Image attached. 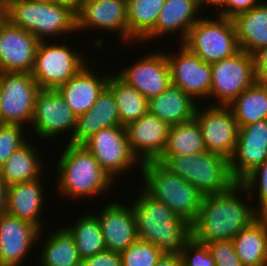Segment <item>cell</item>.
<instances>
[{"label": "cell", "mask_w": 267, "mask_h": 266, "mask_svg": "<svg viewBox=\"0 0 267 266\" xmlns=\"http://www.w3.org/2000/svg\"><path fill=\"white\" fill-rule=\"evenodd\" d=\"M197 102L181 88L170 84L162 93L148 100V111L169 126L195 117Z\"/></svg>", "instance_id": "484cf974"}, {"label": "cell", "mask_w": 267, "mask_h": 266, "mask_svg": "<svg viewBox=\"0 0 267 266\" xmlns=\"http://www.w3.org/2000/svg\"><path fill=\"white\" fill-rule=\"evenodd\" d=\"M227 106L238 127L267 119V83L255 82Z\"/></svg>", "instance_id": "4dcf8cb0"}, {"label": "cell", "mask_w": 267, "mask_h": 266, "mask_svg": "<svg viewBox=\"0 0 267 266\" xmlns=\"http://www.w3.org/2000/svg\"><path fill=\"white\" fill-rule=\"evenodd\" d=\"M262 0H226V3L217 10V16L233 19L240 13L249 11L259 5Z\"/></svg>", "instance_id": "60d3db41"}, {"label": "cell", "mask_w": 267, "mask_h": 266, "mask_svg": "<svg viewBox=\"0 0 267 266\" xmlns=\"http://www.w3.org/2000/svg\"><path fill=\"white\" fill-rule=\"evenodd\" d=\"M180 46L178 53L169 54L167 51L166 54L172 84L181 88L195 101L209 99L212 85L211 64L204 62L182 43Z\"/></svg>", "instance_id": "9a60e30c"}, {"label": "cell", "mask_w": 267, "mask_h": 266, "mask_svg": "<svg viewBox=\"0 0 267 266\" xmlns=\"http://www.w3.org/2000/svg\"><path fill=\"white\" fill-rule=\"evenodd\" d=\"M143 56L129 67L115 72L149 100L162 93L172 83L171 73L165 51L155 50Z\"/></svg>", "instance_id": "2e32d148"}, {"label": "cell", "mask_w": 267, "mask_h": 266, "mask_svg": "<svg viewBox=\"0 0 267 266\" xmlns=\"http://www.w3.org/2000/svg\"><path fill=\"white\" fill-rule=\"evenodd\" d=\"M256 82L267 83V46L257 50L254 54Z\"/></svg>", "instance_id": "7bdbcfd3"}, {"label": "cell", "mask_w": 267, "mask_h": 266, "mask_svg": "<svg viewBox=\"0 0 267 266\" xmlns=\"http://www.w3.org/2000/svg\"><path fill=\"white\" fill-rule=\"evenodd\" d=\"M19 0H0V8L7 11L12 5L16 4Z\"/></svg>", "instance_id": "7dc6e473"}, {"label": "cell", "mask_w": 267, "mask_h": 266, "mask_svg": "<svg viewBox=\"0 0 267 266\" xmlns=\"http://www.w3.org/2000/svg\"><path fill=\"white\" fill-rule=\"evenodd\" d=\"M165 0H127L129 42L142 40L155 28Z\"/></svg>", "instance_id": "d6a6232c"}, {"label": "cell", "mask_w": 267, "mask_h": 266, "mask_svg": "<svg viewBox=\"0 0 267 266\" xmlns=\"http://www.w3.org/2000/svg\"><path fill=\"white\" fill-rule=\"evenodd\" d=\"M39 252L40 266H81L82 258L78 253L73 234L67 227H59L46 236Z\"/></svg>", "instance_id": "f546056e"}, {"label": "cell", "mask_w": 267, "mask_h": 266, "mask_svg": "<svg viewBox=\"0 0 267 266\" xmlns=\"http://www.w3.org/2000/svg\"><path fill=\"white\" fill-rule=\"evenodd\" d=\"M182 266H216L213 256L210 254L206 243L192 238L180 255Z\"/></svg>", "instance_id": "f35d334b"}, {"label": "cell", "mask_w": 267, "mask_h": 266, "mask_svg": "<svg viewBox=\"0 0 267 266\" xmlns=\"http://www.w3.org/2000/svg\"><path fill=\"white\" fill-rule=\"evenodd\" d=\"M182 44L210 64L230 58L240 51L233 20L217 15L215 18L201 16Z\"/></svg>", "instance_id": "52a82bcc"}, {"label": "cell", "mask_w": 267, "mask_h": 266, "mask_svg": "<svg viewBox=\"0 0 267 266\" xmlns=\"http://www.w3.org/2000/svg\"><path fill=\"white\" fill-rule=\"evenodd\" d=\"M206 244L216 266H244L236 255L232 240L212 241Z\"/></svg>", "instance_id": "ab89813d"}, {"label": "cell", "mask_w": 267, "mask_h": 266, "mask_svg": "<svg viewBox=\"0 0 267 266\" xmlns=\"http://www.w3.org/2000/svg\"><path fill=\"white\" fill-rule=\"evenodd\" d=\"M86 212L78 217V220L68 225L67 228L73 234L79 255L82 259L106 251V245L100 222L95 213Z\"/></svg>", "instance_id": "e575fe53"}, {"label": "cell", "mask_w": 267, "mask_h": 266, "mask_svg": "<svg viewBox=\"0 0 267 266\" xmlns=\"http://www.w3.org/2000/svg\"><path fill=\"white\" fill-rule=\"evenodd\" d=\"M155 266H182L180 255L163 254Z\"/></svg>", "instance_id": "ee69618b"}, {"label": "cell", "mask_w": 267, "mask_h": 266, "mask_svg": "<svg viewBox=\"0 0 267 266\" xmlns=\"http://www.w3.org/2000/svg\"><path fill=\"white\" fill-rule=\"evenodd\" d=\"M202 152H206V148L195 118L170 126L167 143L161 156H184Z\"/></svg>", "instance_id": "836d02e7"}, {"label": "cell", "mask_w": 267, "mask_h": 266, "mask_svg": "<svg viewBox=\"0 0 267 266\" xmlns=\"http://www.w3.org/2000/svg\"><path fill=\"white\" fill-rule=\"evenodd\" d=\"M90 28L119 32L120 41L129 45L127 0H83L76 9V31Z\"/></svg>", "instance_id": "5bb4252c"}, {"label": "cell", "mask_w": 267, "mask_h": 266, "mask_svg": "<svg viewBox=\"0 0 267 266\" xmlns=\"http://www.w3.org/2000/svg\"><path fill=\"white\" fill-rule=\"evenodd\" d=\"M6 20V11L0 8V26Z\"/></svg>", "instance_id": "681fc988"}, {"label": "cell", "mask_w": 267, "mask_h": 266, "mask_svg": "<svg viewBox=\"0 0 267 266\" xmlns=\"http://www.w3.org/2000/svg\"><path fill=\"white\" fill-rule=\"evenodd\" d=\"M41 178L16 183L8 186L6 212L19 219L28 221L36 225L41 231L44 226L42 223L40 212H43L44 202V183Z\"/></svg>", "instance_id": "d4e9b609"}, {"label": "cell", "mask_w": 267, "mask_h": 266, "mask_svg": "<svg viewBox=\"0 0 267 266\" xmlns=\"http://www.w3.org/2000/svg\"><path fill=\"white\" fill-rule=\"evenodd\" d=\"M13 25L32 33L39 41L66 37L76 31V9L62 2L19 0L6 11ZM66 34V36H65ZM49 37V38H48Z\"/></svg>", "instance_id": "277c9868"}, {"label": "cell", "mask_w": 267, "mask_h": 266, "mask_svg": "<svg viewBox=\"0 0 267 266\" xmlns=\"http://www.w3.org/2000/svg\"><path fill=\"white\" fill-rule=\"evenodd\" d=\"M56 164L57 189L63 199H85L107 195L114 180L101 168L83 144H66ZM114 182V183H113Z\"/></svg>", "instance_id": "3957f363"}, {"label": "cell", "mask_w": 267, "mask_h": 266, "mask_svg": "<svg viewBox=\"0 0 267 266\" xmlns=\"http://www.w3.org/2000/svg\"><path fill=\"white\" fill-rule=\"evenodd\" d=\"M36 225L9 215L0 217V266H22L44 233ZM40 239V240H39ZM29 252V253H28Z\"/></svg>", "instance_id": "e0dca14e"}, {"label": "cell", "mask_w": 267, "mask_h": 266, "mask_svg": "<svg viewBox=\"0 0 267 266\" xmlns=\"http://www.w3.org/2000/svg\"><path fill=\"white\" fill-rule=\"evenodd\" d=\"M123 202H108L96 212L106 249L114 252L126 250L138 239L136 219L132 206Z\"/></svg>", "instance_id": "44dd1931"}, {"label": "cell", "mask_w": 267, "mask_h": 266, "mask_svg": "<svg viewBox=\"0 0 267 266\" xmlns=\"http://www.w3.org/2000/svg\"><path fill=\"white\" fill-rule=\"evenodd\" d=\"M128 141L134 156L142 163L158 161L165 149L170 126L149 111L126 126Z\"/></svg>", "instance_id": "ffe728a7"}, {"label": "cell", "mask_w": 267, "mask_h": 266, "mask_svg": "<svg viewBox=\"0 0 267 266\" xmlns=\"http://www.w3.org/2000/svg\"><path fill=\"white\" fill-rule=\"evenodd\" d=\"M39 40L7 19L0 26V72L31 73Z\"/></svg>", "instance_id": "d6986e66"}, {"label": "cell", "mask_w": 267, "mask_h": 266, "mask_svg": "<svg viewBox=\"0 0 267 266\" xmlns=\"http://www.w3.org/2000/svg\"><path fill=\"white\" fill-rule=\"evenodd\" d=\"M3 124L2 117H1V110H0V125Z\"/></svg>", "instance_id": "816d5d0a"}, {"label": "cell", "mask_w": 267, "mask_h": 266, "mask_svg": "<svg viewBox=\"0 0 267 266\" xmlns=\"http://www.w3.org/2000/svg\"><path fill=\"white\" fill-rule=\"evenodd\" d=\"M31 142L32 140L27 141L15 150L0 167V176L8 186L43 178L42 166L45 163L41 157L42 152L40 146L32 145Z\"/></svg>", "instance_id": "4316f807"}, {"label": "cell", "mask_w": 267, "mask_h": 266, "mask_svg": "<svg viewBox=\"0 0 267 266\" xmlns=\"http://www.w3.org/2000/svg\"><path fill=\"white\" fill-rule=\"evenodd\" d=\"M39 91L40 87L31 73L0 72V110L3 124H17L28 129L32 124L35 99Z\"/></svg>", "instance_id": "30bf717a"}, {"label": "cell", "mask_w": 267, "mask_h": 266, "mask_svg": "<svg viewBox=\"0 0 267 266\" xmlns=\"http://www.w3.org/2000/svg\"><path fill=\"white\" fill-rule=\"evenodd\" d=\"M107 87L116 100L121 126H128L148 112V99L116 73L110 74Z\"/></svg>", "instance_id": "1f68e13d"}, {"label": "cell", "mask_w": 267, "mask_h": 266, "mask_svg": "<svg viewBox=\"0 0 267 266\" xmlns=\"http://www.w3.org/2000/svg\"><path fill=\"white\" fill-rule=\"evenodd\" d=\"M196 108L195 119L201 129L206 151L230 160L237 145L238 124L228 106L207 105Z\"/></svg>", "instance_id": "4fadbf2b"}, {"label": "cell", "mask_w": 267, "mask_h": 266, "mask_svg": "<svg viewBox=\"0 0 267 266\" xmlns=\"http://www.w3.org/2000/svg\"><path fill=\"white\" fill-rule=\"evenodd\" d=\"M211 71L209 99L214 101L210 105L227 106L256 82L254 57L243 50L230 58L212 63Z\"/></svg>", "instance_id": "9c48e42d"}, {"label": "cell", "mask_w": 267, "mask_h": 266, "mask_svg": "<svg viewBox=\"0 0 267 266\" xmlns=\"http://www.w3.org/2000/svg\"><path fill=\"white\" fill-rule=\"evenodd\" d=\"M119 254L122 266H155L163 255L161 249L140 239Z\"/></svg>", "instance_id": "8d00e7d4"}, {"label": "cell", "mask_w": 267, "mask_h": 266, "mask_svg": "<svg viewBox=\"0 0 267 266\" xmlns=\"http://www.w3.org/2000/svg\"><path fill=\"white\" fill-rule=\"evenodd\" d=\"M198 3H199V6L201 8V10L203 9L202 7L205 6V10L206 8L209 6H216L215 8L218 7V10L219 8H221L225 3H226V0H198ZM207 4V6H206Z\"/></svg>", "instance_id": "bcb514c9"}, {"label": "cell", "mask_w": 267, "mask_h": 266, "mask_svg": "<svg viewBox=\"0 0 267 266\" xmlns=\"http://www.w3.org/2000/svg\"><path fill=\"white\" fill-rule=\"evenodd\" d=\"M92 66L88 62L71 79L56 89L77 117L94 106L110 77L109 72L103 76L93 72L95 67Z\"/></svg>", "instance_id": "7402d4cb"}, {"label": "cell", "mask_w": 267, "mask_h": 266, "mask_svg": "<svg viewBox=\"0 0 267 266\" xmlns=\"http://www.w3.org/2000/svg\"><path fill=\"white\" fill-rule=\"evenodd\" d=\"M247 190L248 202L256 198L255 202L259 204L254 207L255 211L258 215L267 216V159L258 167H256L251 173H249L241 182H240ZM255 189L257 191V195L251 196L254 194ZM254 191V192H253Z\"/></svg>", "instance_id": "d590c367"}, {"label": "cell", "mask_w": 267, "mask_h": 266, "mask_svg": "<svg viewBox=\"0 0 267 266\" xmlns=\"http://www.w3.org/2000/svg\"><path fill=\"white\" fill-rule=\"evenodd\" d=\"M144 189L150 196L164 203L177 216L191 224L200 211L203 195L192 184L171 172L160 161L140 166Z\"/></svg>", "instance_id": "5b68a950"}, {"label": "cell", "mask_w": 267, "mask_h": 266, "mask_svg": "<svg viewBox=\"0 0 267 266\" xmlns=\"http://www.w3.org/2000/svg\"><path fill=\"white\" fill-rule=\"evenodd\" d=\"M64 44L39 41L31 75L40 89L56 90L91 61Z\"/></svg>", "instance_id": "ba28073f"}, {"label": "cell", "mask_w": 267, "mask_h": 266, "mask_svg": "<svg viewBox=\"0 0 267 266\" xmlns=\"http://www.w3.org/2000/svg\"><path fill=\"white\" fill-rule=\"evenodd\" d=\"M158 161L192 184L203 196L226 192L237 183L230 173L229 160L208 151L184 156H161Z\"/></svg>", "instance_id": "8992f818"}, {"label": "cell", "mask_w": 267, "mask_h": 266, "mask_svg": "<svg viewBox=\"0 0 267 266\" xmlns=\"http://www.w3.org/2000/svg\"><path fill=\"white\" fill-rule=\"evenodd\" d=\"M81 266H122L118 252L103 251L82 260Z\"/></svg>", "instance_id": "b9f144b4"}, {"label": "cell", "mask_w": 267, "mask_h": 266, "mask_svg": "<svg viewBox=\"0 0 267 266\" xmlns=\"http://www.w3.org/2000/svg\"><path fill=\"white\" fill-rule=\"evenodd\" d=\"M7 183L0 176V217L6 213Z\"/></svg>", "instance_id": "f6af8a7d"}, {"label": "cell", "mask_w": 267, "mask_h": 266, "mask_svg": "<svg viewBox=\"0 0 267 266\" xmlns=\"http://www.w3.org/2000/svg\"><path fill=\"white\" fill-rule=\"evenodd\" d=\"M201 8L198 0H165L159 12L155 28L140 42L148 43L153 39L172 33L180 35L178 41L182 43L187 37L190 28L201 18ZM179 33V34H178ZM146 41V42H145Z\"/></svg>", "instance_id": "603a6c76"}, {"label": "cell", "mask_w": 267, "mask_h": 266, "mask_svg": "<svg viewBox=\"0 0 267 266\" xmlns=\"http://www.w3.org/2000/svg\"><path fill=\"white\" fill-rule=\"evenodd\" d=\"M235 252L244 266H265L267 259V216L259 215L233 239Z\"/></svg>", "instance_id": "83f0119b"}, {"label": "cell", "mask_w": 267, "mask_h": 266, "mask_svg": "<svg viewBox=\"0 0 267 266\" xmlns=\"http://www.w3.org/2000/svg\"><path fill=\"white\" fill-rule=\"evenodd\" d=\"M31 125L28 130L32 128L37 138L50 140L69 132L70 141L76 129L77 116L57 90L40 89L36 95Z\"/></svg>", "instance_id": "7c38bea8"}, {"label": "cell", "mask_w": 267, "mask_h": 266, "mask_svg": "<svg viewBox=\"0 0 267 266\" xmlns=\"http://www.w3.org/2000/svg\"><path fill=\"white\" fill-rule=\"evenodd\" d=\"M25 131L26 127L17 124L0 125V167L15 150L28 141Z\"/></svg>", "instance_id": "74e56055"}, {"label": "cell", "mask_w": 267, "mask_h": 266, "mask_svg": "<svg viewBox=\"0 0 267 266\" xmlns=\"http://www.w3.org/2000/svg\"><path fill=\"white\" fill-rule=\"evenodd\" d=\"M243 194L248 196L246 188L237 182L226 192L204 196L192 223L193 238L202 243L232 240L255 220L259 215Z\"/></svg>", "instance_id": "6da1fadb"}, {"label": "cell", "mask_w": 267, "mask_h": 266, "mask_svg": "<svg viewBox=\"0 0 267 266\" xmlns=\"http://www.w3.org/2000/svg\"><path fill=\"white\" fill-rule=\"evenodd\" d=\"M267 159V119L239 127L237 145L229 160L230 173L241 182Z\"/></svg>", "instance_id": "ac0fdd59"}, {"label": "cell", "mask_w": 267, "mask_h": 266, "mask_svg": "<svg viewBox=\"0 0 267 266\" xmlns=\"http://www.w3.org/2000/svg\"><path fill=\"white\" fill-rule=\"evenodd\" d=\"M83 145L114 181L115 177L117 179L121 173L126 174L125 172L139 162L131 151L124 126L101 129L89 137Z\"/></svg>", "instance_id": "8fae6325"}, {"label": "cell", "mask_w": 267, "mask_h": 266, "mask_svg": "<svg viewBox=\"0 0 267 266\" xmlns=\"http://www.w3.org/2000/svg\"><path fill=\"white\" fill-rule=\"evenodd\" d=\"M121 126L120 115L112 91L106 86L94 106L77 117V125L71 144H83L101 129Z\"/></svg>", "instance_id": "cb8c5ba5"}, {"label": "cell", "mask_w": 267, "mask_h": 266, "mask_svg": "<svg viewBox=\"0 0 267 266\" xmlns=\"http://www.w3.org/2000/svg\"><path fill=\"white\" fill-rule=\"evenodd\" d=\"M31 1H36V2H53L55 0H31Z\"/></svg>", "instance_id": "f907efd6"}, {"label": "cell", "mask_w": 267, "mask_h": 266, "mask_svg": "<svg viewBox=\"0 0 267 266\" xmlns=\"http://www.w3.org/2000/svg\"><path fill=\"white\" fill-rule=\"evenodd\" d=\"M57 2L67 3L74 9H77L83 0H55Z\"/></svg>", "instance_id": "c3c4849f"}, {"label": "cell", "mask_w": 267, "mask_h": 266, "mask_svg": "<svg viewBox=\"0 0 267 266\" xmlns=\"http://www.w3.org/2000/svg\"><path fill=\"white\" fill-rule=\"evenodd\" d=\"M232 20L240 50L253 55L267 46V1H261L259 5L238 14Z\"/></svg>", "instance_id": "f1b7e54d"}, {"label": "cell", "mask_w": 267, "mask_h": 266, "mask_svg": "<svg viewBox=\"0 0 267 266\" xmlns=\"http://www.w3.org/2000/svg\"><path fill=\"white\" fill-rule=\"evenodd\" d=\"M140 189L132 202L138 239L161 249L162 254L181 255L193 238L192 224L177 216L164 203Z\"/></svg>", "instance_id": "7a4b0ae2"}]
</instances>
